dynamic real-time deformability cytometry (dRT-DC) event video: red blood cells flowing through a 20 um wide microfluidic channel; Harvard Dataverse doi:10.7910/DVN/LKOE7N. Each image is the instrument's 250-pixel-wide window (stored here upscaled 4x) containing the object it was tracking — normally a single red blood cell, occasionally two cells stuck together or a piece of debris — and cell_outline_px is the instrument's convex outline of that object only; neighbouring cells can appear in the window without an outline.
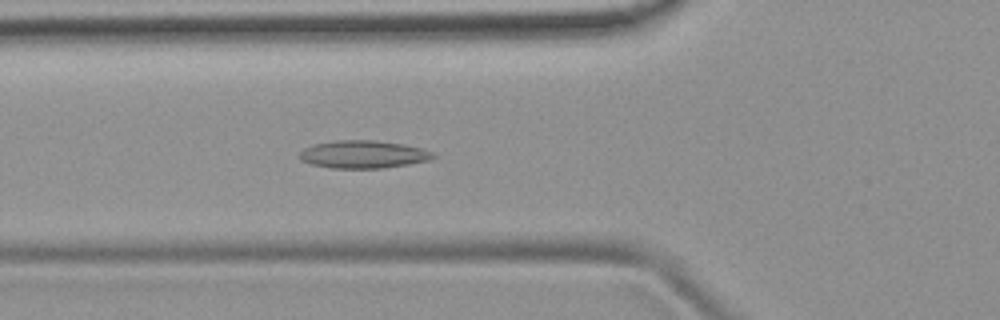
{"species": "common noctule bat (a hibernating species)", "species_latin": "Nyctalus noctula", "temperature_condition": "room temperature", "stored_images_in_passage": 40, "camera_frame_rate_fps": 3000, "um_per_image_px": 0.085, "animal": {"sex": "female", "body_mass_g": 19.9}, "frame": {"image": 1, "passage_image": 7, "time_ms": 2.0, "image_size_px": [1000, 320], "cell_outline_px": [[436, 156], [428, 160], [408, 164], [380, 168], [332, 168], [312, 164], [300, 160], [296, 156], [304, 148], [312, 144], [336, 140], [372, 140], [404, 144], [420, 148], [432, 152]], "centroid_in_image_um": [30.81, 13.11], "position_along_channel_um": 95.0, "area_um2": 21.56}}
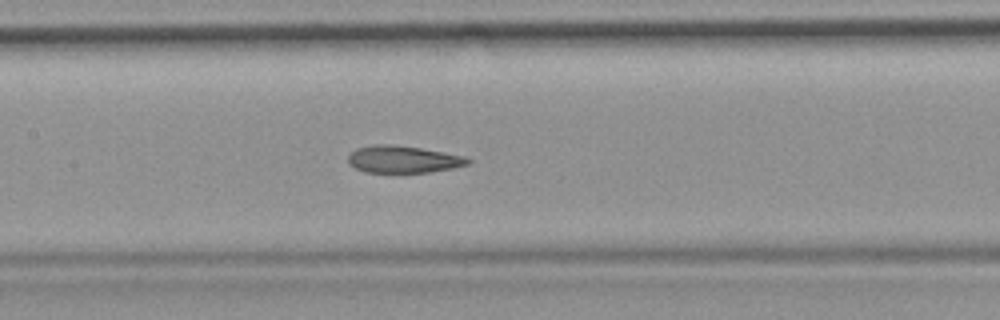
{"frame": {"image": 2, "passage_image": 13, "time_ms": 4.0, "image_size_px": [1000, 320], "cell_outline_px": [[472, 160], [468, 164], [452, 168], [428, 172], [364, 172], [348, 164], [348, 156], [356, 148], [376, 144], [392, 144], [420, 148], [468, 156]], "centroid_in_image_um": [34.28, 13.53], "position_along_channel_um": 173.1, "area_um2": 18.96}}
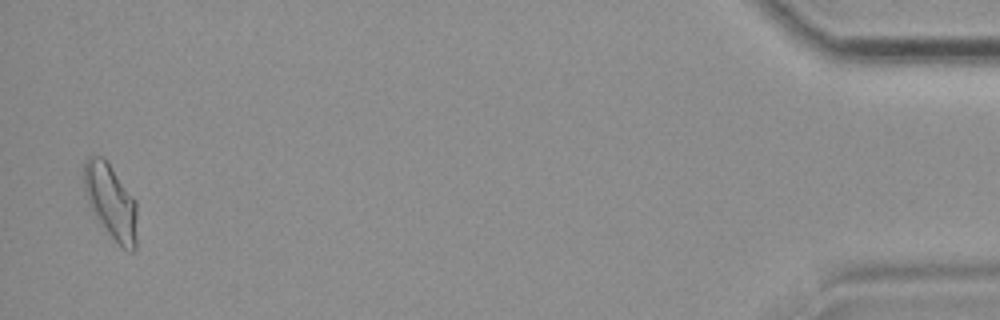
{"frame": {"image": 3, "passage_image": 39, "time_ms": 12.667, "image_size_px": [1000, 320], "cell_outline_px": [[136, 252], [128, 252], [108, 232], [92, 208], [88, 200], [84, 188], [84, 160], [88, 156], [104, 156], [136, 200]], "centroid_in_image_um": [9.45, 17.09], "position_along_channel_um": 425.8, "area_um2": 22.72}, "authors_computed_cell_mechanics": {"area_um2": 19.9988, "velocity_mm_per_s": 3.897, "shape_relaxation_time_tau1_ms": null, "shape_relaxation_time_tau2_ms": 1.6603, "deformation_change_tau1": null, "deformation_change_tau2": 0.0804}}